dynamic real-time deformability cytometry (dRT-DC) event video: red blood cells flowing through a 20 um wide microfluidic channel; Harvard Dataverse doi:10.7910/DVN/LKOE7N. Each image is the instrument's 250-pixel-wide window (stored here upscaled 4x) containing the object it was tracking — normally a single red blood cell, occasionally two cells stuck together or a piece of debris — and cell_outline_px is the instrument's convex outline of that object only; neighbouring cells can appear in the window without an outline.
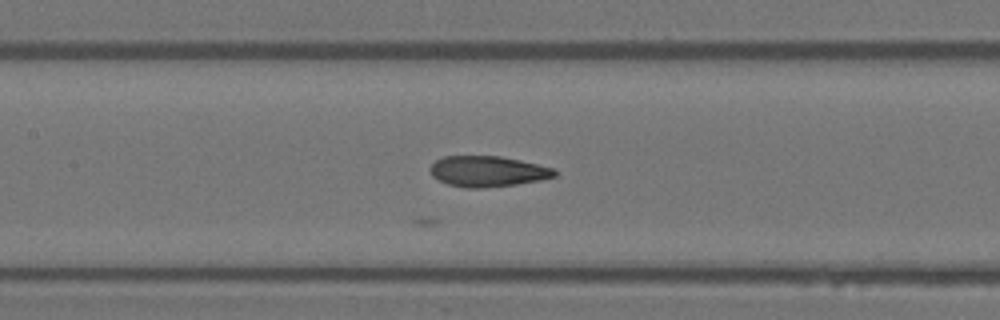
{"species": "Egyptian fruit bat (a non-hibernating species)", "species_latin": "Rousettus aegyptiacus", "temperature_condition": "warm", "stored_images_in_passage": 17, "camera_frame_rate_fps": 3000, "um_per_image_px": 0.085, "animal": {"sex": "female"}, "frame": {"image": 1, "passage_image": 10, "time_ms": 3.0, "image_size_px": [1000, 320], "cell_outline_px": [[556, 176], [540, 180], [516, 184], [480, 188], [468, 188], [448, 184], [432, 176], [428, 168], [436, 160], [444, 156], [500, 156], [520, 160], [556, 168]], "centroid_in_image_um": [41.46, 14.56], "position_along_channel_um": 165.9, "area_um2": 22.25}}
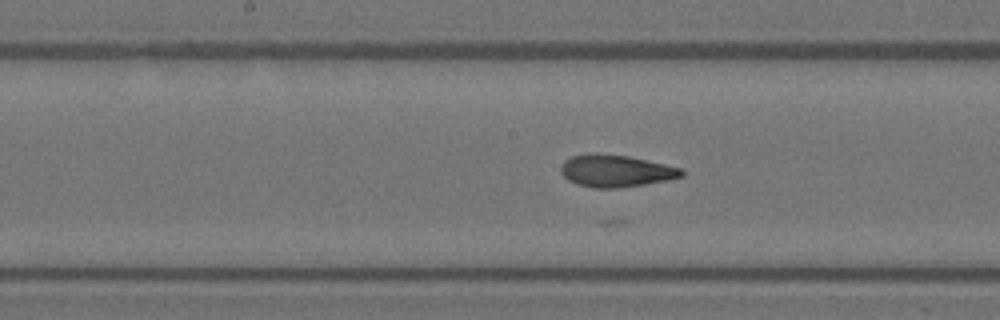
{"frame": {"image": 2, "passage_image": 12, "time_ms": 3.667, "image_size_px": [1000, 320], "cell_outline_px": [[684, 176], [668, 180], [644, 184], [616, 188], [592, 188], [576, 184], [568, 180], [560, 172], [560, 168], [564, 160], [572, 156], [592, 152], [628, 156], [664, 164], [680, 168], [684, 172]], "centroid_in_image_um": [52.3, 14.52], "position_along_channel_um": 195.9, "area_um2": 22.66}}
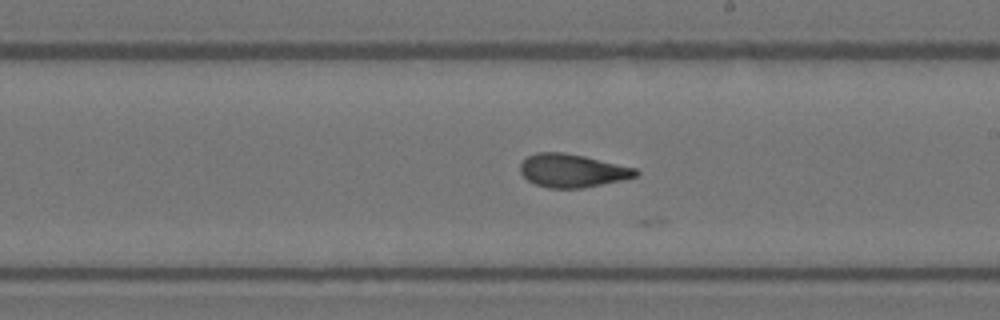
{"frame": {"image": 3, "passage_image": 15, "time_ms": 4.667, "image_size_px": [1000, 320], "cell_outline_px": [[640, 172], [636, 176], [620, 180], [584, 188], [548, 188], [536, 184], [528, 180], [520, 172], [520, 164], [528, 156], [536, 152], [564, 152], [584, 156], [636, 168]], "centroid_in_image_um": [48.63, 14.5], "position_along_channel_um": 240.4, "area_um2": 22.25}}